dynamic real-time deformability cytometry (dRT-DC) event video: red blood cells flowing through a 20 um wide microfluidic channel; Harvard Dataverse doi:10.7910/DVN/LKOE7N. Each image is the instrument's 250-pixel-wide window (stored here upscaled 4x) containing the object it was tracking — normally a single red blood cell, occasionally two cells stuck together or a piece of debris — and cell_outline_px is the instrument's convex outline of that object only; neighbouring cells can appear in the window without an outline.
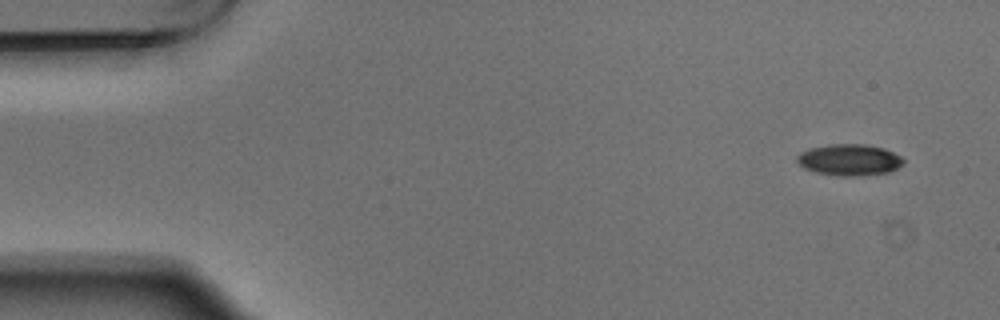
{"species": "Egyptian fruit bat (a non-hibernating species)", "species_latin": "Rousettus aegyptiacus", "temperature_condition": "warm", "stored_images_in_passage": 5, "camera_frame_rate_fps": 3000, "um_per_image_px": 0.085, "animal": {"sex": "male"}, "frame": {"image": 1, "passage_image": 1, "time_ms": 0.0, "image_size_px": [1000, 320], "cell_outline_px": [[904, 164], [888, 172], [860, 176], [840, 176], [816, 172], [804, 168], [796, 160], [796, 156], [800, 152], [812, 148], [828, 144], [864, 144], [884, 148], [900, 156], [904, 160]], "centroid_in_image_um": [72.19, 13.59], "position_along_channel_um": 12.8, "area_um2": 19.42}}